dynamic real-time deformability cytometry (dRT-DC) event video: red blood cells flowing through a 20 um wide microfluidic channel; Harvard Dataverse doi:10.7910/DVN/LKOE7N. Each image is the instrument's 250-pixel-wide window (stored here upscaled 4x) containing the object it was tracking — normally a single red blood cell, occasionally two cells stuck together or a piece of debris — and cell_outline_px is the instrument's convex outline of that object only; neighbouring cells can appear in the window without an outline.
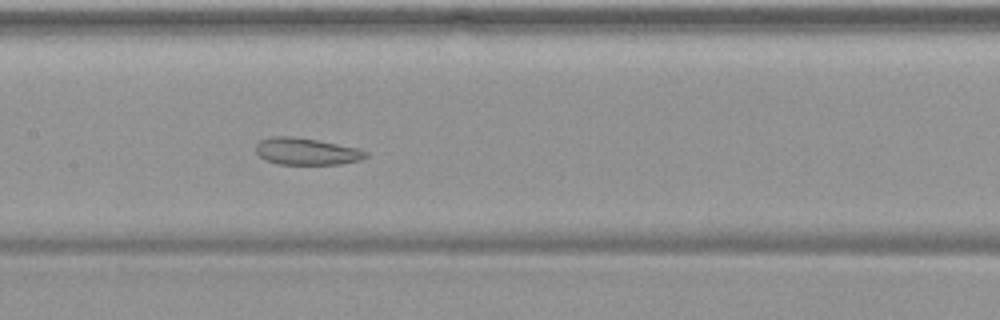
{"species": "common noctule bat (a hibernating species)", "species_latin": "Nyctalus noctula", "temperature_condition": "warm", "stored_images_in_passage": 55, "camera_frame_rate_fps": 3000, "um_per_image_px": 0.085, "animal": {"sex": "female", "body_mass_g": 19.9}, "frame": {"image": 1, "passage_image": 28, "time_ms": 9.0, "image_size_px": [1000, 320], "cell_outline_px": [[368, 156], [360, 160], [340, 164], [280, 164], [264, 160], [256, 152], [256, 144], [260, 140], [272, 136], [292, 136], [316, 140], [356, 148], [368, 152]], "centroid_in_image_um": [26.02, 12.87], "position_along_channel_um": 181.4, "area_um2": 17.11}}
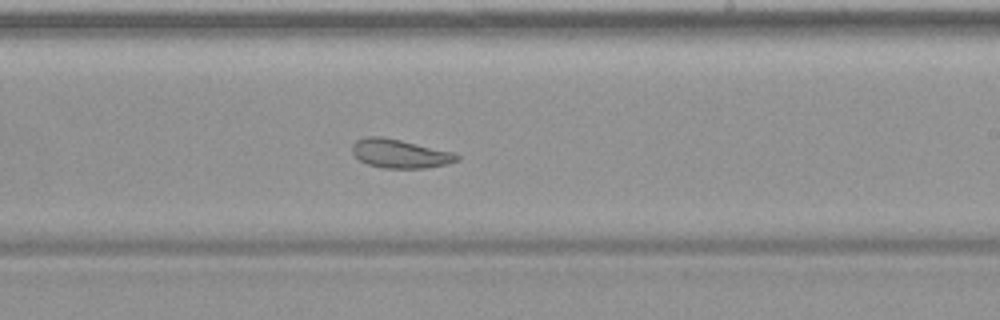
{"frame": {"image": 2, "passage_image": 34, "time_ms": 11.0, "image_size_px": [1000, 320], "cell_outline_px": [[460, 160], [448, 164], [424, 168], [384, 168], [368, 164], [360, 160], [352, 152], [352, 144], [356, 140], [364, 136], [380, 136], [400, 140], [452, 152], [460, 156]], "centroid_in_image_um": [33.98, 13.06], "position_along_channel_um": 255.0, "area_um2": 17.46}}
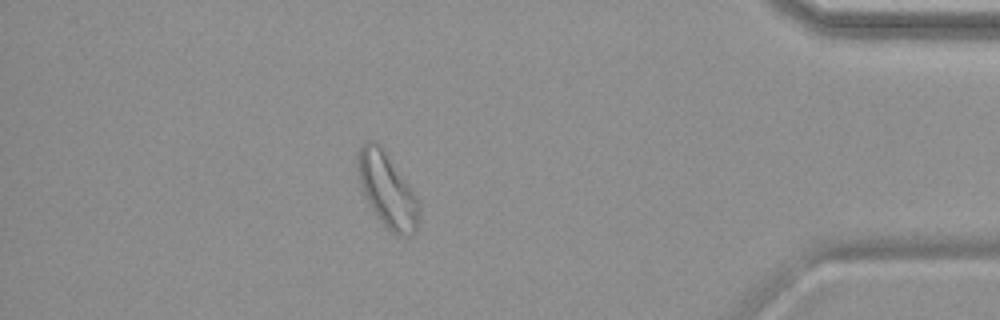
{"frame": {"image": 3, "passage_image": 49, "time_ms": 16.0, "image_size_px": [1000, 320], "cell_outline_px": [[420, 208], [416, 232], [412, 236], [396, 236], [376, 216], [360, 184], [356, 168], [356, 156], [360, 148], [368, 140], [372, 140], [380, 144], [384, 148], [416, 196], [420, 204]], "centroid_in_image_um": [32.92, 16.15], "position_along_channel_um": 402.3, "area_um2": 26.53}, "authors_computed_cell_mechanics": {"area_um2": 25.0274, "velocity_mm_per_s": 3.6982, "shape_relaxation_time_tau1_ms": null, "shape_relaxation_time_tau2_ms": 1.9058, "deformation_change_tau1": null, "deformation_change_tau2": 0.0906}}